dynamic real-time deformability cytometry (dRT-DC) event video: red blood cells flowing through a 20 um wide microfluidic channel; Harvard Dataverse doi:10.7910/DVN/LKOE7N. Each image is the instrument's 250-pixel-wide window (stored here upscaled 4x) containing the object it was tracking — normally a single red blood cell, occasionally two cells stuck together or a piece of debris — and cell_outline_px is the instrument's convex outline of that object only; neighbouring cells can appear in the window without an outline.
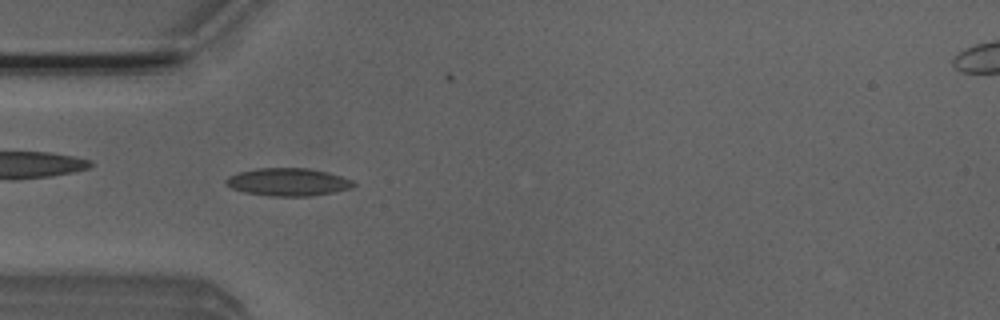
{"species": "Egyptian fruit bat (a non-hibernating species)", "species_latin": "Rousettus aegyptiacus", "temperature_condition": "room temperature", "stored_images_in_passage": 49, "camera_frame_rate_fps": 3000, "um_per_image_px": 0.085, "animal": {"sex": "male"}, "frame": {"image": 1, "passage_image": 13, "time_ms": 4.0, "image_size_px": [1000, 320], "cell_outline_px": [[356, 184], [352, 188], [336, 192], [312, 196], [272, 196], [244, 192], [232, 188], [224, 180], [228, 176], [240, 172], [256, 168], [308, 168], [328, 172], [352, 180]], "centroid_in_image_um": [24.51, 15.47], "position_along_channel_um": 60.5, "area_um2": 20.63}}
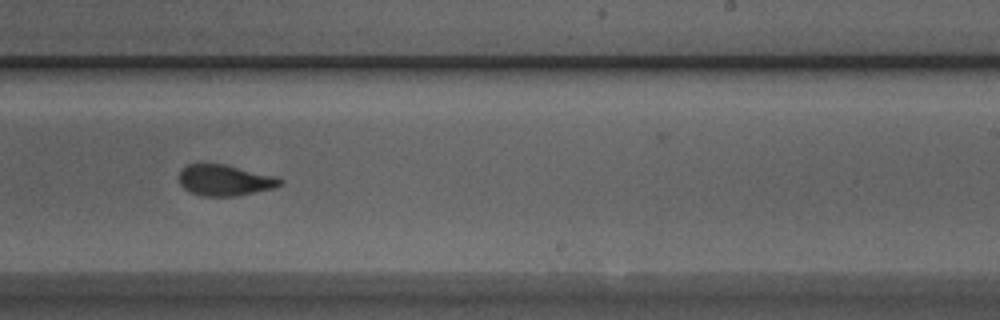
{"frame": {"image": 2, "passage_image": 29, "time_ms": 9.333, "image_size_px": [1000, 320], "cell_outline_px": [[284, 184], [276, 188], [236, 196], [200, 196], [188, 192], [180, 184], [180, 168], [188, 164], [200, 160], [224, 164], [276, 176], [284, 180]], "centroid_in_image_um": [19.09, 15.29], "position_along_channel_um": 269.9, "area_um2": 19.02}}
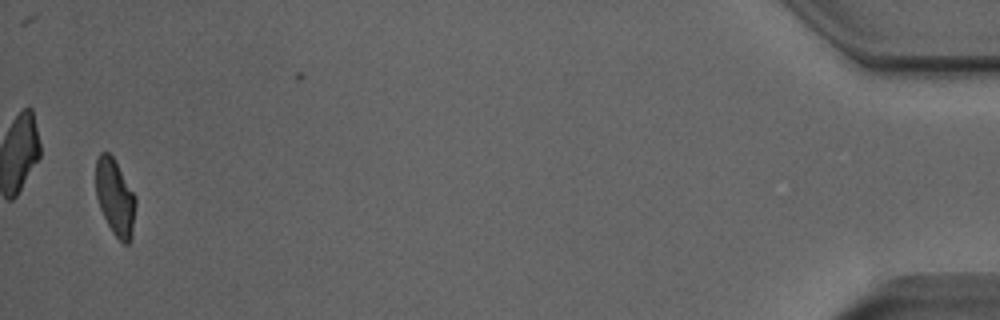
{"frame": {"image": 3, "passage_image": 48, "time_ms": 15.667, "image_size_px": [1000, 320], "cell_outline_px": [[136, 208], [132, 236], [128, 244], [124, 244], [112, 232], [100, 208], [96, 196], [96, 160], [100, 152], [108, 152], [112, 156], [136, 196]], "centroid_in_image_um": [9.8, 16.78], "position_along_channel_um": 425.4, "area_um2": 17.69}, "authors_computed_cell_mechanics": {"area_um2": 18.785, "velocity_mm_per_s": 3.9547, "shape_relaxation_time_tau1_ms": 4.5222, "shape_relaxation_time_tau2_ms": 1.3496, "deformation_change_tau1": 0.1334, "deformation_change_tau2": 0.0714}}